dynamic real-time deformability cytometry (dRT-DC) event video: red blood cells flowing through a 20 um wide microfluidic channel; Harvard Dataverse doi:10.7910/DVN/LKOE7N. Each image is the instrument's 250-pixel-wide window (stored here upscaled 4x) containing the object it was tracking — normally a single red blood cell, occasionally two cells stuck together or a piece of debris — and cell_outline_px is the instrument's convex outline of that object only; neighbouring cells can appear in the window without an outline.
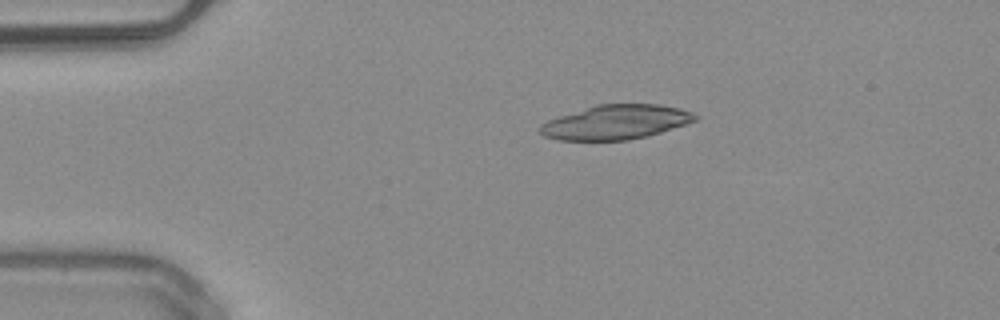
{"species": "common noctule bat (a hibernating species)", "species_latin": "Nyctalus noctula", "temperature_condition": "warm", "stored_images_in_passage": 2, "camera_frame_rate_fps": 3000, "um_per_image_px": 0.085, "animal": {"sex": "male", "body_mass_g": 20.4}, "frame": {"image": 1, "passage_image": 1, "time_ms": 0.0, "image_size_px": [1000, 320], "cell_outline_px": [[700, 116], [696, 120], [648, 136], [628, 140], [556, 140], [544, 136], [536, 128], [540, 124], [548, 120], [596, 104], [660, 104], [680, 108], [692, 112]], "centroid_in_image_um": [52.32, 10.38], "position_along_channel_um": 32.7, "area_um2": 31.1}}